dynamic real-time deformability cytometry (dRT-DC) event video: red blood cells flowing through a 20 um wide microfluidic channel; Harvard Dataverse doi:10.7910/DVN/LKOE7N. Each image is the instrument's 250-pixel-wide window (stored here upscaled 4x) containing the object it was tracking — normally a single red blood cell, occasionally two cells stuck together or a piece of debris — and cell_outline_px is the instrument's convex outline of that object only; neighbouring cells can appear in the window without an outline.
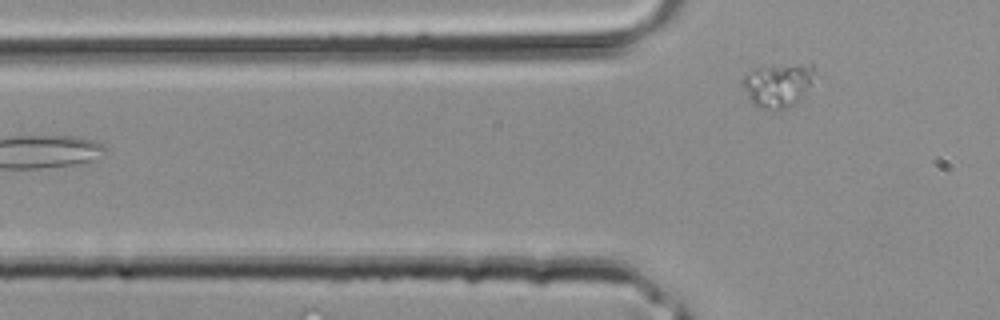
{"species": "common noctule bat (a hibernating species)", "species_latin": "Nyctalus noctula", "temperature_condition": "room temperature", "stored_images_in_passage": 3, "camera_frame_rate_fps": 3000, "um_per_image_px": 0.085, "animal": {"sex": "male", "body_mass_g": 20.4}, "frame": {"image": 1, "passage_image": 3, "time_ms": 0.667, "image_size_px": [1000, 320], "cell_outline_px": [[820, 76], [804, 96], [800, 100], [788, 108], [760, 108], [752, 104], [748, 100], [740, 84], [740, 80], [744, 76], [756, 68], [800, 64], [812, 64]], "centroid_in_image_um": [66.19, 7.23], "position_along_channel_um": 59.6, "area_um2": 18.96}}